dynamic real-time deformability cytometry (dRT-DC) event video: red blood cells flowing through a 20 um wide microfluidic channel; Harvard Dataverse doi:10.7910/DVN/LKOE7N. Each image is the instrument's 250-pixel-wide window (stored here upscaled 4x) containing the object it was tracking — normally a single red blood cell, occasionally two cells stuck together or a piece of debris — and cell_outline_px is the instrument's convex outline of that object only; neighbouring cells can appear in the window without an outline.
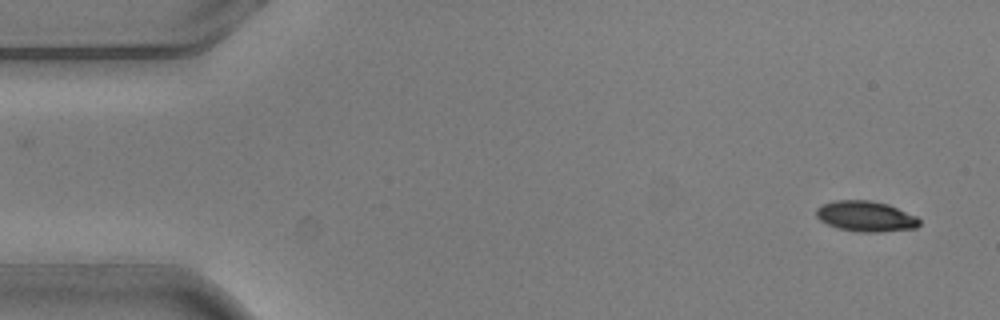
{"species": "common noctule bat (a hibernating species)", "species_latin": "Nyctalus noctula", "temperature_condition": "warm", "stored_images_in_passage": 4, "camera_frame_rate_fps": 3000, "um_per_image_px": 0.085, "animal": {"sex": "male", "body_mass_g": 20.5, "forearm_length_mm": 52.5}, "frame": {"image": 1, "passage_image": 1, "time_ms": 0.0, "image_size_px": [1000, 320], "cell_outline_px": [[920, 224], [916, 228], [880, 232], [860, 232], [836, 228], [820, 220], [816, 216], [816, 208], [824, 204], [836, 200], [868, 200], [888, 204], [916, 216], [920, 220]], "centroid_in_image_um": [73.59, 18.39], "position_along_channel_um": 11.4, "area_um2": 18.32}}
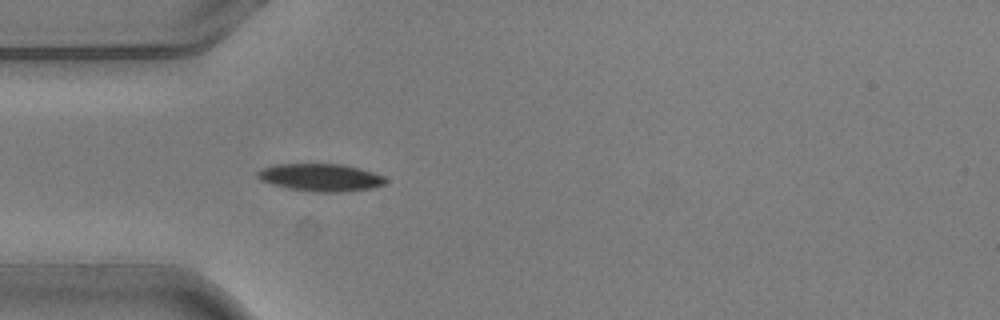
{"frame": {"image": 2, "passage_image": 4, "time_ms": 1.0, "image_size_px": [1000, 320], "cell_outline_px": [[388, 180], [384, 184], [372, 188], [348, 192], [312, 192], [288, 188], [272, 184], [260, 180], [256, 176], [256, 172], [260, 168], [276, 164], [344, 164], [360, 168], [384, 176]], "centroid_in_image_um": [27.25, 15.08], "position_along_channel_um": 57.8, "area_um2": 20.81}}